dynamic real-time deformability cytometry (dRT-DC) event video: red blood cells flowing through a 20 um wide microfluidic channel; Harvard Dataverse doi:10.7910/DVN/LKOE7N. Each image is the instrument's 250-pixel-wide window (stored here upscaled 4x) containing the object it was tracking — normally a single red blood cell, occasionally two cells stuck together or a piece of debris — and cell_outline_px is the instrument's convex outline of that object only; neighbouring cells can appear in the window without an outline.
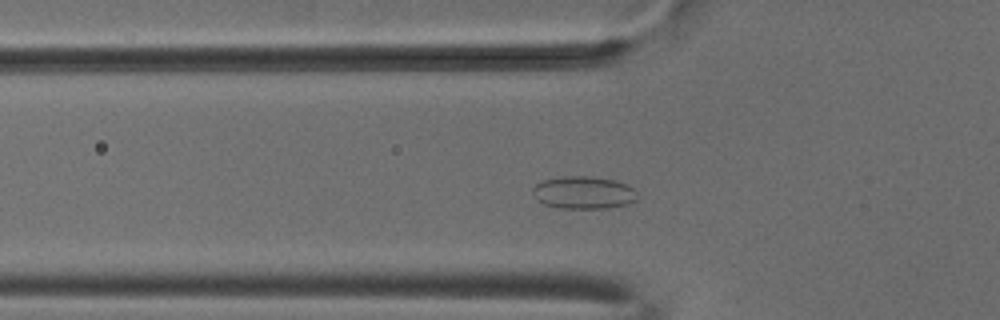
{"species": "common noctule bat (a hibernating species)", "species_latin": "Nyctalus noctula", "temperature_condition": "cold", "stored_images_in_passage": 49, "camera_frame_rate_fps": 3000, "um_per_image_px": 0.085, "animal": {"sex": "male", "body_mass_g": 18.8}, "frame": {"image": 1, "passage_image": 14, "time_ms": 4.333, "image_size_px": [1000, 320], "cell_outline_px": [[636, 200], [628, 204], [608, 208], [560, 208], [544, 204], [536, 200], [532, 192], [532, 188], [536, 184], [544, 180], [564, 176], [588, 176], [616, 180], [628, 184], [636, 192]], "centroid_in_image_um": [49.6, 16.37], "position_along_channel_um": 76.2, "area_um2": 19.94}}
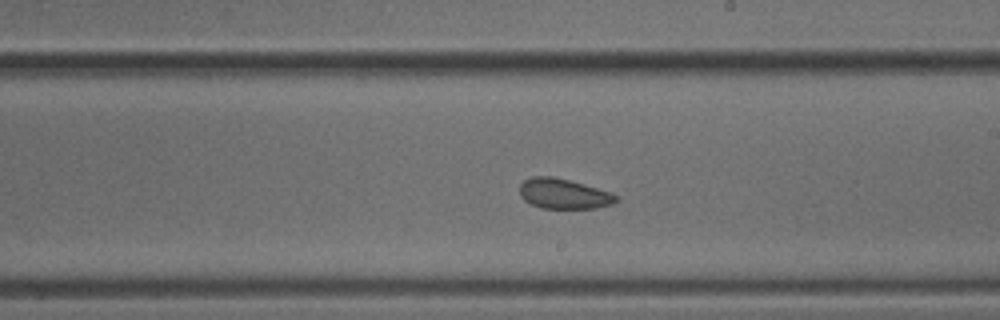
{"frame": {"image": 2, "passage_image": 27, "time_ms": 8.667, "image_size_px": [1000, 320], "cell_outline_px": [[620, 200], [612, 204], [596, 208], [540, 208], [524, 200], [520, 196], [520, 184], [524, 180], [532, 176], [552, 176], [584, 184], [612, 192]], "centroid_in_image_um": [47.92, 16.47], "position_along_channel_um": 241.1, "area_um2": 16.99}}
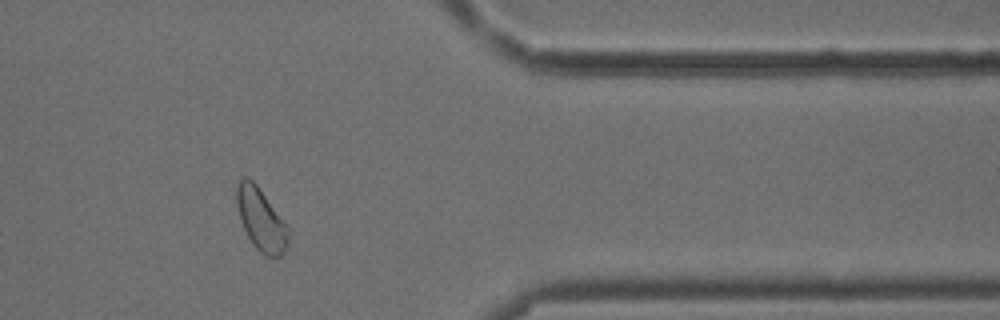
{"frame": {"image": 3, "passage_image": 40, "time_ms": 13.0, "image_size_px": [1000, 320], "cell_outline_px": [[288, 240], [284, 252], [280, 256], [264, 256], [252, 244], [240, 220], [236, 204], [236, 184], [244, 176], [248, 176], [256, 184], [288, 228]], "centroid_in_image_um": [22.14, 18.65], "position_along_channel_um": 389.3, "area_um2": 18.44}, "authors_computed_cell_mechanics": {"area_um2": 18.785, "velocity_mm_per_s": 3.7941, "shape_relaxation_time_tau1_ms": null, "shape_relaxation_time_tau2_ms": 2.8543, "deformation_change_tau1": null, "deformation_change_tau2": 0.0837}}